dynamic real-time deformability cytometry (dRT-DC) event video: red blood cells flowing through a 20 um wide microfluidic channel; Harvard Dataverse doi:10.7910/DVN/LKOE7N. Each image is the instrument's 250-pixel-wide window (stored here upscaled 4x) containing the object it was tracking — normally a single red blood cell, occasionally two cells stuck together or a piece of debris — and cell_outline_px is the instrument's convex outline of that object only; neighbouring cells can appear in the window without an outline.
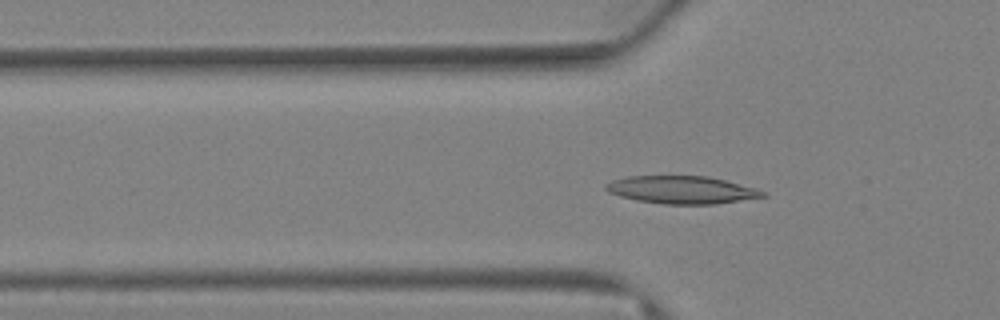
{"species": "Egyptian fruit bat (a non-hibernating species)", "species_latin": "Rousettus aegyptiacus", "temperature_condition": "warm", "stored_images_in_passage": 83, "camera_frame_rate_fps": 3000, "um_per_image_px": 0.085, "animal": {"sex": "female"}, "frame": {"image": 1, "passage_image": 28, "time_ms": 9.0, "image_size_px": [1000, 320], "cell_outline_px": [[768, 196], [716, 204], [664, 204], [636, 200], [620, 196], [608, 192], [604, 188], [604, 184], [612, 180], [628, 176], [708, 176], [756, 188], [764, 192]], "centroid_in_image_um": [57.92, 16.13], "position_along_channel_um": 67.9, "area_um2": 25.32}}
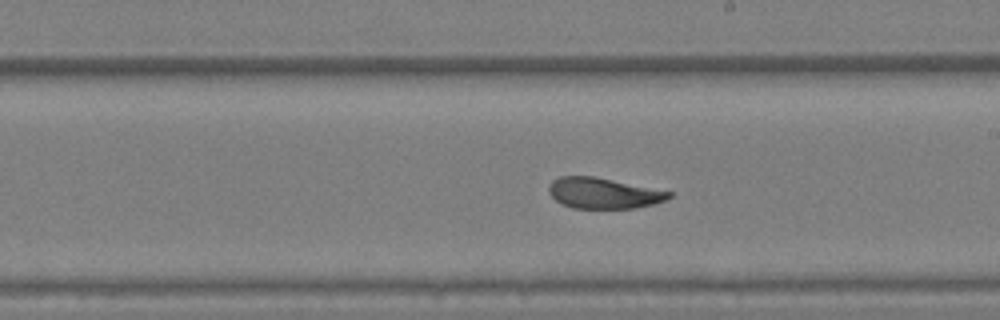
{"frame": {"image": 2, "passage_image": 48, "time_ms": 15.667, "image_size_px": [1000, 320], "cell_outline_px": [[672, 196], [664, 200], [652, 204], [636, 208], [572, 208], [560, 204], [548, 192], [548, 188], [552, 180], [560, 176], [596, 176], [672, 192]], "centroid_in_image_um": [51.26, 16.41], "position_along_channel_um": 237.7, "area_um2": 21.56}}
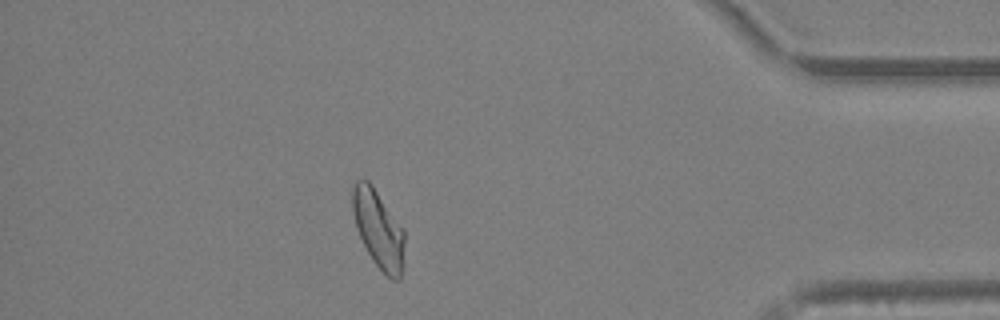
{"frame": {"image": 3, "passage_image": 72, "time_ms": 23.667, "image_size_px": [1000, 320], "cell_outline_px": [[404, 264], [400, 280], [392, 280], [372, 260], [356, 228], [352, 212], [352, 188], [356, 180], [368, 180], [372, 184], [404, 228]], "centroid_in_image_um": [32.18, 19.47], "position_along_channel_um": 403.0, "area_um2": 23.81}}